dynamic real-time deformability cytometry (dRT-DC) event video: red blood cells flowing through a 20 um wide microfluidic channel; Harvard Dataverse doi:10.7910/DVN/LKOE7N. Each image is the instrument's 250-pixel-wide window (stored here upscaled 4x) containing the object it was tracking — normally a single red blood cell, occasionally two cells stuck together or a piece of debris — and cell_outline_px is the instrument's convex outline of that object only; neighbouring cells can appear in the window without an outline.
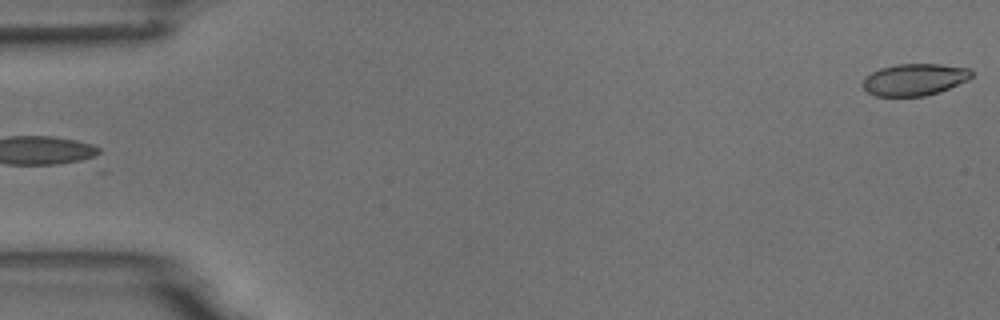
{"species": "common noctule bat (a hibernating species)", "species_latin": "Nyctalus noctula", "temperature_condition": "room temperature", "stored_images_in_passage": 5, "segment_of_instrument_passage": [2, 2], "camera_frame_rate_fps": 3000, "um_per_image_px": 0.085, "animal": {"sex": "male", "body_mass_g": 18.8}, "frame": {"image": 1, "passage_image": 5, "time_ms": 4.667, "image_size_px": [1000, 320], "cell_outline_px": [[972, 76], [968, 80], [940, 92], [924, 96], [876, 96], [868, 92], [864, 88], [864, 76], [880, 68], [896, 64], [940, 64], [972, 68]], "centroid_in_image_um": [77.76, 6.75], "position_along_channel_um": 7.2, "area_um2": 20.29}}